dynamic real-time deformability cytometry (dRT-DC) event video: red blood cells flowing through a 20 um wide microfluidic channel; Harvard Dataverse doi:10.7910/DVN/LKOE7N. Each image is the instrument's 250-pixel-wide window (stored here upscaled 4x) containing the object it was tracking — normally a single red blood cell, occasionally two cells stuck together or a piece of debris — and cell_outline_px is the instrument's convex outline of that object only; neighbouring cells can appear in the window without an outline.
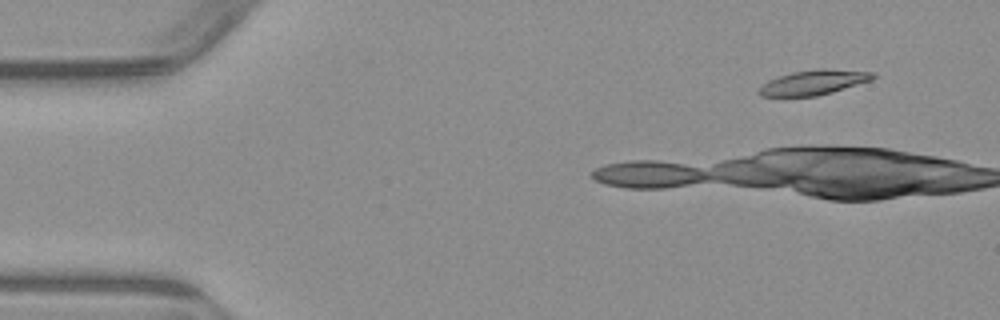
{"species": "common noctule bat (a hibernating species)", "species_latin": "Nyctalus noctula", "temperature_condition": "warm", "stored_images_in_passage": 3, "camera_frame_rate_fps": 3000, "um_per_image_px": 0.085, "animal": {"sex": "male", "body_mass_g": 23.1, "forearm_length_mm": 52.7}, "frame": {"image": 1, "passage_image": 1, "time_ms": 0.0, "image_size_px": [1000, 320], "cell_outline_px": [[876, 76], [872, 80], [832, 92], [816, 96], [760, 96], [756, 92], [768, 80], [792, 72], [816, 68], [828, 68], [876, 72]], "centroid_in_image_um": [69.2, 6.99], "position_along_channel_um": 15.8, "area_um2": 16.59}}